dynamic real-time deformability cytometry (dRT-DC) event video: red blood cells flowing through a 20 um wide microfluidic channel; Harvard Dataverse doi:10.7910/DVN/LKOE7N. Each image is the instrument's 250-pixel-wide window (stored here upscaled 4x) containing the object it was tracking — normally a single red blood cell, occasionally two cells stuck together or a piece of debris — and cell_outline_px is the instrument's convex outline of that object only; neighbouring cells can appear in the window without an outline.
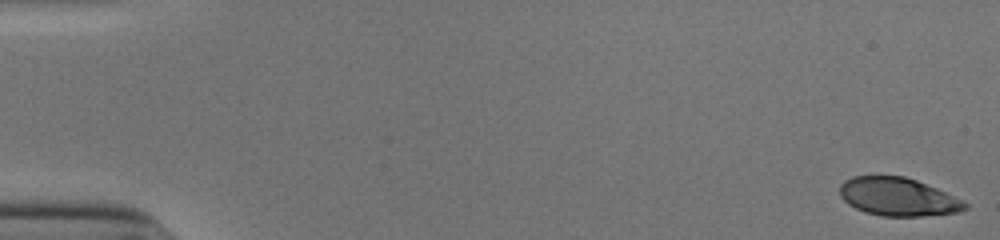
{"species": "human", "species_latin": "Homo sapiens", "temperature_condition": "cold", "stored_images_in_passage": 53, "camera_frame_rate_fps": 3000, "um_per_image_px": 0.085, "donor": {"sex": "male"}, "frame": {"image": 1, "passage_image": 1, "time_ms": 0.0, "image_size_px": [1000, 240], "cell_outline_px": [[968, 208], [960, 212], [920, 216], [880, 216], [864, 212], [848, 204], [840, 196], [840, 184], [844, 180], [852, 176], [904, 176], [916, 180], [936, 188], [964, 200], [968, 204]], "centroid_in_image_um": [76.33, 16.73], "position_along_channel_um": 8.7, "area_um2": 27.98}}
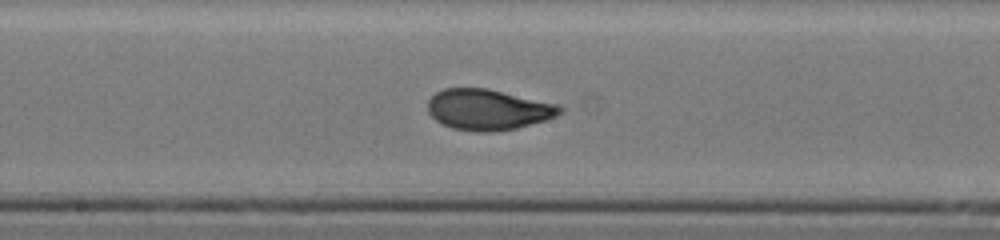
{"frame": {"image": 2, "passage_image": 29, "time_ms": 9.333, "image_size_px": [1000, 240], "cell_outline_px": [[564, 108], [556, 116], [548, 120], [516, 128], [488, 132], [476, 132], [452, 128], [436, 120], [428, 112], [428, 100], [436, 92], [444, 88], [488, 88], [560, 104]], "centroid_in_image_um": [41.52, 9.31], "position_along_channel_um": 206.7, "area_um2": 31.56}}
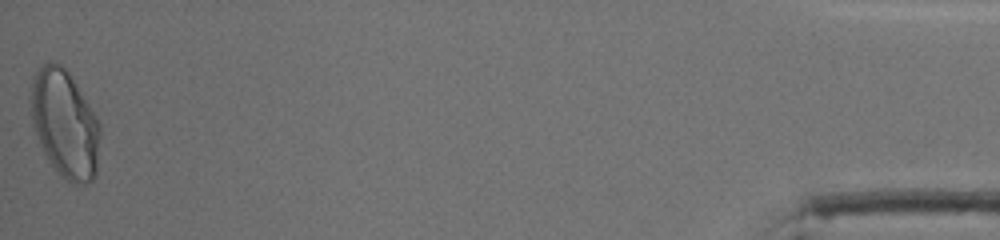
{"frame": {"image": 3, "passage_image": 53, "time_ms": 17.333, "image_size_px": [1000, 240], "cell_outline_px": [[100, 136], [96, 176], [92, 180], [84, 184], [72, 184], [48, 160], [32, 128], [28, 100], [32, 76], [48, 60], [56, 60], [68, 72], [96, 116], [100, 124]], "centroid_in_image_um": [5.47, 10.49], "position_along_channel_um": 429.7, "area_um2": 43.81}, "authors_computed_cell_mechanics": {"area_um2": 31.0386, "velocity_mm_per_s": 3.9132, "shape_relaxation_time_tau1_ms": 5.0545, "shape_relaxation_time_tau2_ms": 0.7844, "deformation_change_tau1": 0.1918, "deformation_change_tau2": 0.0584}}